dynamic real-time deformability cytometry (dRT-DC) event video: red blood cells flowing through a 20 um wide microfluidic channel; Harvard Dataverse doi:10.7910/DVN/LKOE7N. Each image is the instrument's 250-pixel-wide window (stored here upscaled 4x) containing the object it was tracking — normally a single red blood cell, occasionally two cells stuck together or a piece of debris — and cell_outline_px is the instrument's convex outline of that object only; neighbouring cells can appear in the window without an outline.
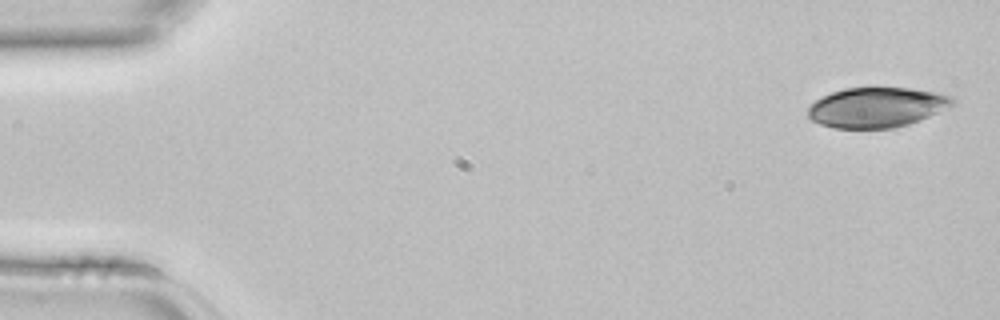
{"species": "common noctule bat (a hibernating species)", "species_latin": "Nyctalus noctula", "temperature_condition": "room temperature", "stored_images_in_passage": 3, "camera_frame_rate_fps": 3000, "um_per_image_px": 0.085, "animal": {"sex": "female", "body_mass_g": 22.7, "forearm_length_mm": 54.2}, "frame": {"image": 1, "passage_image": 1, "time_ms": 0.0, "image_size_px": [1000, 320], "cell_outline_px": [[956, 100], [952, 104], [940, 112], [920, 120], [908, 124], [892, 128], [832, 128], [820, 124], [812, 120], [808, 116], [808, 108], [816, 100], [832, 92], [844, 88], [872, 84], [876, 84], [912, 88], [952, 96]], "centroid_in_image_um": [74.52, 9.08], "position_along_channel_um": 10.5, "area_um2": 34.56}}